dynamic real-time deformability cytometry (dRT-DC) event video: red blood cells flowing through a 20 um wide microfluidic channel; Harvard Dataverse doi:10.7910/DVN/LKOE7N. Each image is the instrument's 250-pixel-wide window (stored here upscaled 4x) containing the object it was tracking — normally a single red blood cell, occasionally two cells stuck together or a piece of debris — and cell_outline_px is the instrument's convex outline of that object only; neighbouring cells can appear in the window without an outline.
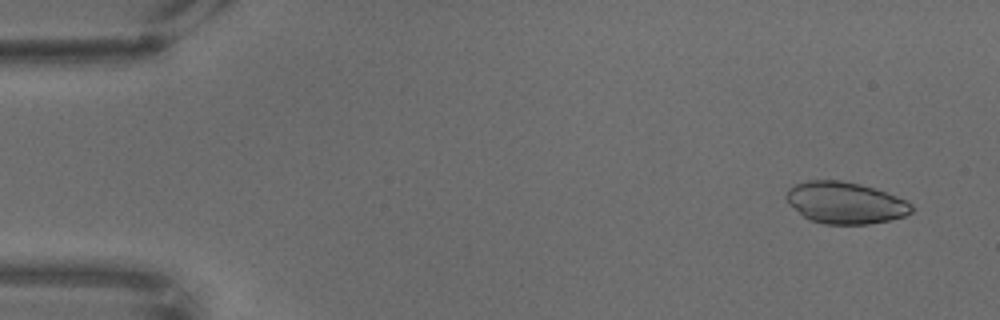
{"species": "common noctule bat (a hibernating species)", "species_latin": "Nyctalus noctula", "temperature_condition": "warm", "stored_images_in_passage": 68, "camera_frame_rate_fps": 3000, "um_per_image_px": 0.085, "animal": {"sex": "male", "body_mass_g": 18.8}, "frame": {"image": 1, "passage_image": 4, "time_ms": 1.0, "image_size_px": [1000, 320], "cell_outline_px": [[912, 212], [904, 216], [888, 220], [868, 224], [824, 224], [808, 220], [788, 204], [784, 196], [788, 188], [796, 184], [808, 180], [840, 180], [860, 184], [908, 200], [912, 204]], "centroid_in_image_um": [71.8, 17.24], "position_along_channel_um": 13.2, "area_um2": 30.52}}
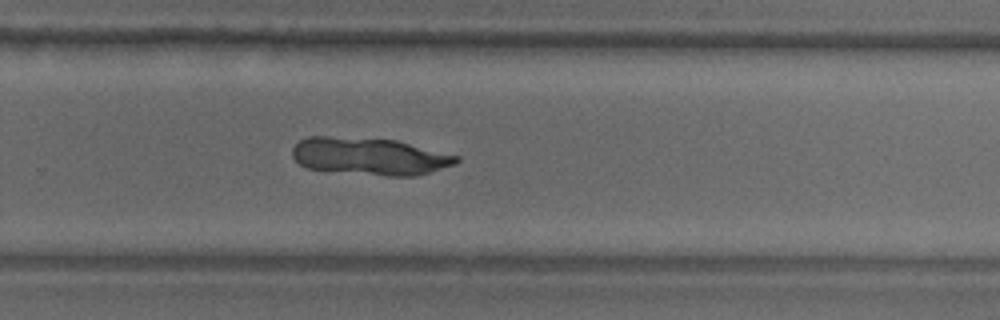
{"frame": {"image": 2, "passage_image": 45, "time_ms": 14.667, "image_size_px": [1000, 320], "cell_outline_px": [[460, 160], [456, 164], [416, 176], [388, 176], [308, 168], [300, 164], [292, 156], [292, 148], [300, 140], [308, 136], [324, 136], [396, 140], [460, 156]], "centroid_in_image_um": [31.44, 13.28], "position_along_channel_um": 298.4, "area_um2": 35.43}}
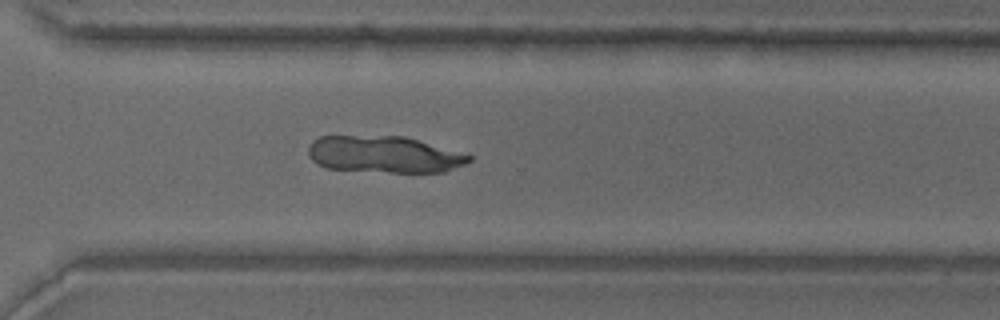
{"frame": {"image": 3, "passage_image": 49, "time_ms": 16.0, "image_size_px": [1000, 320], "cell_outline_px": [[472, 160], [464, 164], [444, 172], [392, 172], [328, 168], [312, 160], [308, 152], [308, 148], [312, 140], [320, 136], [404, 136], [472, 156]], "centroid_in_image_um": [32.63, 13.12], "position_along_channel_um": 338.0, "area_um2": 33.93}}